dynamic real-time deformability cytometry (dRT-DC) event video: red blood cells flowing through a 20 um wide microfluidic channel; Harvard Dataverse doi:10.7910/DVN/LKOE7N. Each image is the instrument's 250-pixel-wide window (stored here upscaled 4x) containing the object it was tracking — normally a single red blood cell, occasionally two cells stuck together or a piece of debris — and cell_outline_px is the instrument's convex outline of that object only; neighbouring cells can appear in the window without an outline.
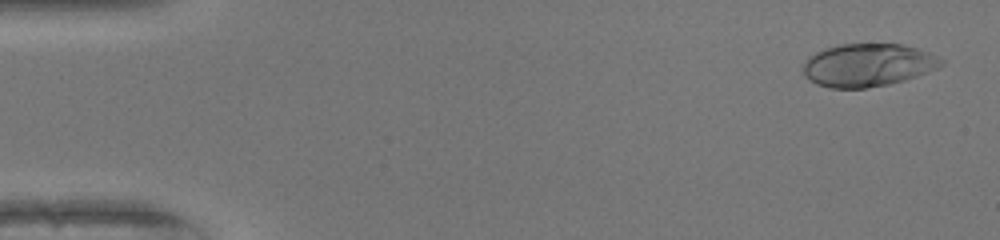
{"species": "human", "species_latin": "Homo sapiens", "temperature_condition": "warm", "stored_images_in_passage": 50, "camera_frame_rate_fps": 3000, "um_per_image_px": 0.085, "donor": {"sex": "female"}, "frame": {"image": 1, "passage_image": 2, "time_ms": 0.333, "image_size_px": [1000, 240], "cell_outline_px": [[944, 64], [940, 68], [904, 80], [888, 84], [864, 88], [828, 88], [816, 84], [808, 80], [804, 76], [804, 64], [808, 56], [824, 48], [840, 44], [904, 44], [920, 48], [944, 60]], "centroid_in_image_um": [73.77, 5.53], "position_along_channel_um": 11.2, "area_um2": 34.8}}
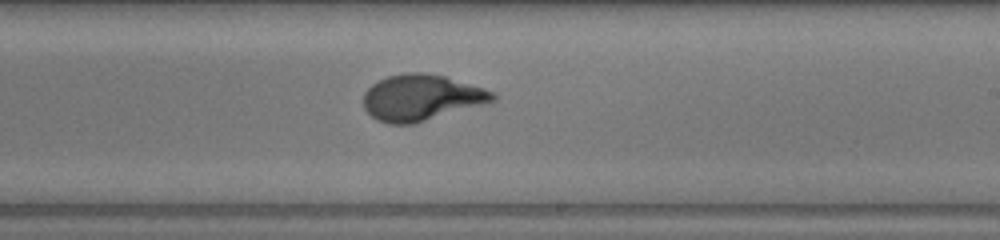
{"frame": {"image": 2, "passage_image": 30, "time_ms": 9.667, "image_size_px": [1000, 240], "cell_outline_px": [[496, 100], [412, 124], [388, 124], [376, 120], [364, 108], [364, 92], [372, 84], [388, 76], [408, 72], [420, 72], [444, 76], [484, 88], [492, 92], [496, 96]], "centroid_in_image_um": [35.77, 8.29], "position_along_channel_um": 253.2, "area_um2": 34.22}}
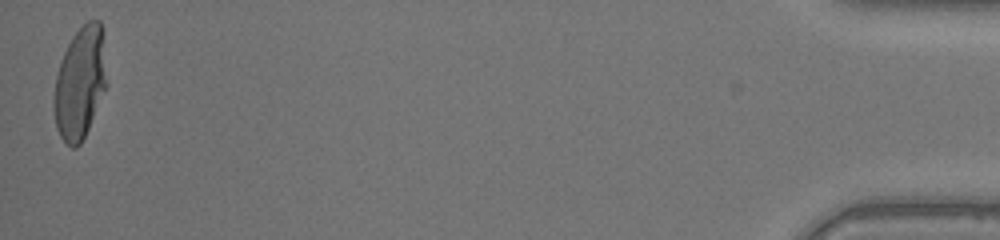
{"frame": {"image": 3, "passage_image": 50, "time_ms": 16.333, "image_size_px": [1000, 240], "cell_outline_px": [[108, 84], [88, 128], [80, 144], [76, 148], [72, 148], [60, 136], [56, 128], [52, 104], [52, 100], [56, 76], [60, 60], [72, 36], [88, 20], [100, 20], [104, 32]], "centroid_in_image_um": [6.82, 7.02], "position_along_channel_um": 428.4, "area_um2": 35.08}, "authors_computed_cell_mechanics": {"area_um2": 33.8419, "velocity_mm_per_s": 4.0899, "shape_relaxation_time_tau1_ms": 4.8497, "shape_relaxation_time_tau2_ms": null, "deformation_change_tau1": 0.2686, "deformation_change_tau2": null}}